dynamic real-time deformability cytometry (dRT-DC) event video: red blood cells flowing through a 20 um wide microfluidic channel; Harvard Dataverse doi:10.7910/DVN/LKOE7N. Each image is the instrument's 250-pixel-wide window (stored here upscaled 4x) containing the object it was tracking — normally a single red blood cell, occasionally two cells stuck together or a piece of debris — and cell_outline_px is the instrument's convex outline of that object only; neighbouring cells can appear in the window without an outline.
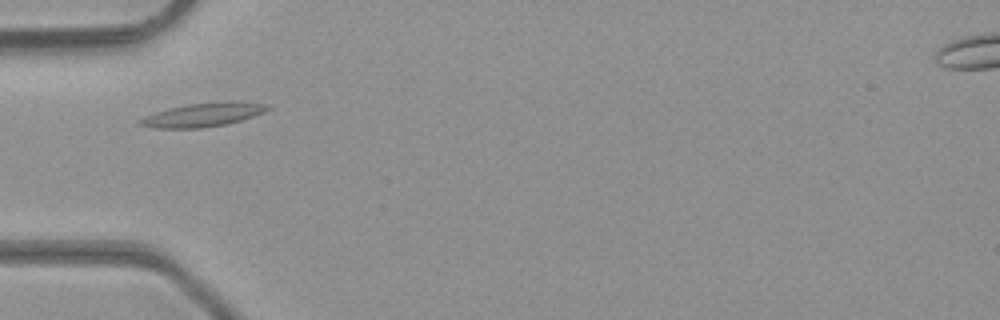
{"species": "common noctule bat (a hibernating species)", "species_latin": "Nyctalus noctula", "temperature_condition": "room temperature", "stored_images_in_passage": 3, "camera_frame_rate_fps": 3000, "um_per_image_px": 0.085, "animal": {"sex": "male", "body_mass_g": 23.1, "forearm_length_mm": 52.7}, "frame": {"image": 1, "passage_image": 3, "time_ms": 0.667, "image_size_px": [1000, 320], "cell_outline_px": [[272, 108], [264, 112], [240, 120], [224, 124], [200, 128], [156, 128], [136, 124], [136, 120], [144, 116], [168, 108], [188, 104], [224, 100], [240, 100], [272, 104]], "centroid_in_image_um": [17.31, 9.72], "position_along_channel_um": 67.7, "area_um2": 18.09}}